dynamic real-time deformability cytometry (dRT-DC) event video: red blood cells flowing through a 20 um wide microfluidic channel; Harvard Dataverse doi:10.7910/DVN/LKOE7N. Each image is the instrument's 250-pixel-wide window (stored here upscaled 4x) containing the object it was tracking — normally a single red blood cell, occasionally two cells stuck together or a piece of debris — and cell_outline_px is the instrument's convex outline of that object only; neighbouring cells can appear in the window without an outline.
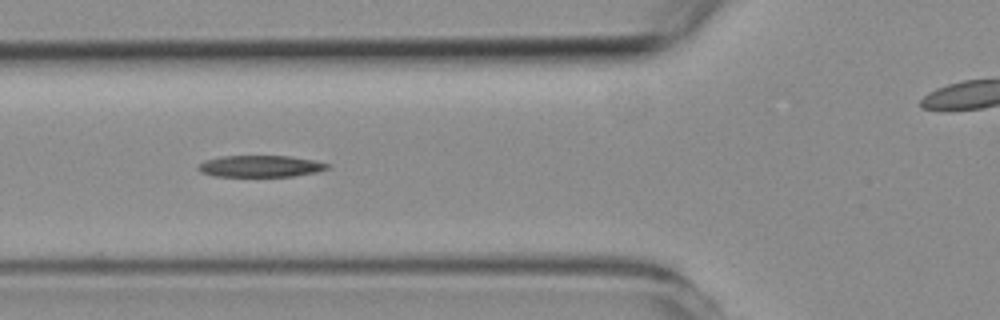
{"species": "common noctule bat (a hibernating species)", "species_latin": "Nyctalus noctula", "temperature_condition": "room temperature", "stored_images_in_passage": 9, "camera_frame_rate_fps": 3000, "um_per_image_px": 0.085, "animal": {"sex": "female", "body_mass_g": 19.3, "forearm_length_mm": 54.1}, "frame": {"image": 1, "passage_image": 5, "time_ms": 4.667, "image_size_px": [1000, 320], "cell_outline_px": [[332, 164], [328, 168], [316, 172], [292, 176], [212, 176], [200, 172], [196, 168], [204, 160], [220, 156], [288, 156], [316, 160]], "centroid_in_image_um": [22.13, 14.12], "position_along_channel_um": 103.7, "area_um2": 16.36}}
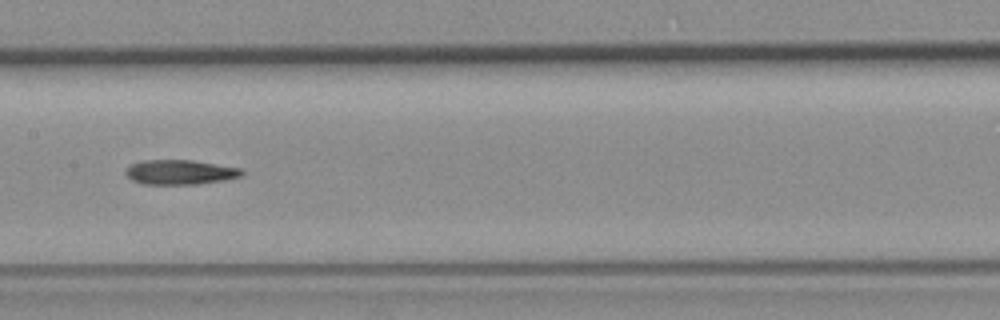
{"frame": {"image": 2, "passage_image": 7, "time_ms": 7.0, "image_size_px": [1000, 320], "cell_outline_px": [[244, 172], [240, 176], [224, 180], [196, 184], [140, 184], [132, 180], [124, 172], [132, 164], [144, 160], [192, 160], [244, 168]], "centroid_in_image_um": [15.33, 14.63], "position_along_channel_um": 192.1, "area_um2": 16.7}}
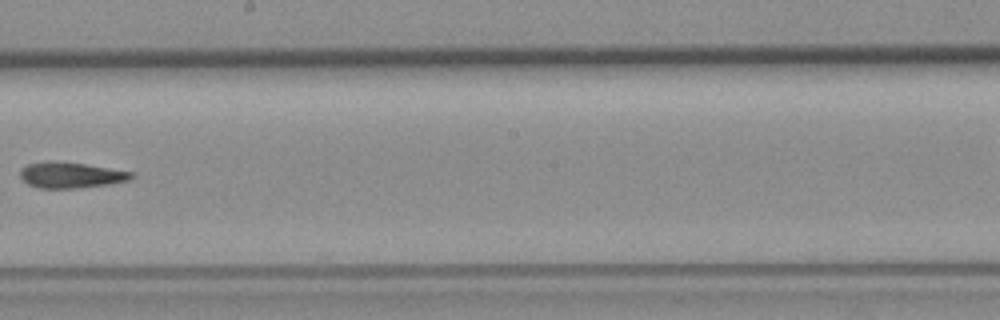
{"frame": {"image": 3, "passage_image": 8, "time_ms": 8.333, "image_size_px": [1000, 320], "cell_outline_px": [[136, 176], [128, 180], [108, 184], [76, 188], [40, 188], [28, 184], [20, 176], [20, 168], [28, 164], [84, 164], [132, 172]], "centroid_in_image_um": [6.06, 14.93], "position_along_channel_um": 242.1, "area_um2": 15.78}}